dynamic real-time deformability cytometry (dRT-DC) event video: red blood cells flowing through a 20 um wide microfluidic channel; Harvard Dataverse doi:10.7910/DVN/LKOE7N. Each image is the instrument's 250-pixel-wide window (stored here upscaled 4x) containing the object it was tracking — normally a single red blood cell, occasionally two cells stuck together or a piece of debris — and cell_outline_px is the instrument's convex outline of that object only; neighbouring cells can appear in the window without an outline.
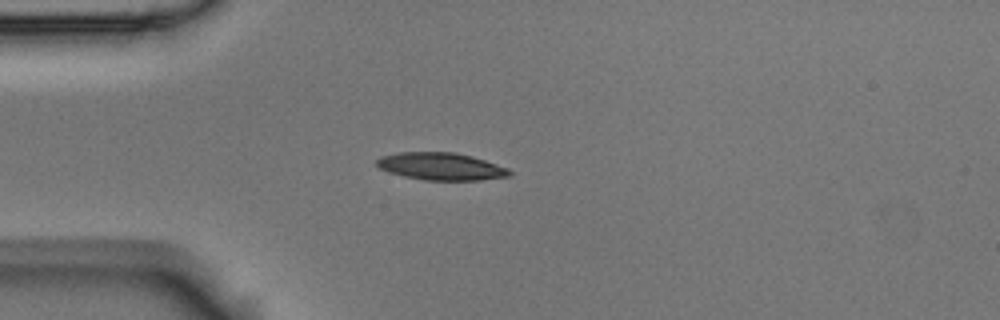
{"species": "Egyptian fruit bat (a non-hibernating species)", "species_latin": "Rousettus aegyptiacus", "temperature_condition": "room temperature", "stored_images_in_passage": 13, "camera_frame_rate_fps": 3000, "um_per_image_px": 0.085, "animal": {"sex": "male"}, "frame": {"image": 1, "passage_image": 2, "time_ms": 0.333, "image_size_px": [1000, 320], "cell_outline_px": [[512, 172], [508, 176], [480, 180], [424, 180], [404, 176], [388, 172], [380, 168], [376, 164], [376, 160], [380, 156], [400, 152], [456, 152], [472, 156], [508, 168]], "centroid_in_image_um": [37.46, 14.14], "position_along_channel_um": 47.5, "area_um2": 21.15}}
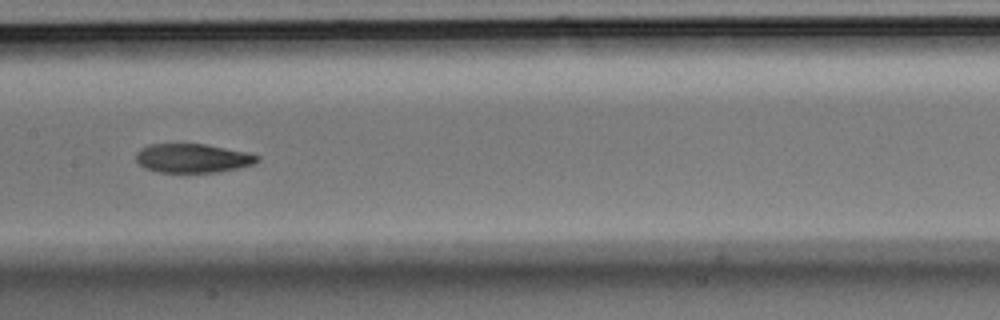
{"frame": {"image": 2, "passage_image": 6, "time_ms": 1.667, "image_size_px": [1000, 320], "cell_outline_px": [[260, 160], [252, 164], [220, 172], [160, 172], [144, 168], [136, 160], [136, 152], [140, 148], [148, 144], [204, 144], [248, 152], [260, 156]], "centroid_in_image_um": [16.36, 13.44], "position_along_channel_um": 191.0, "area_um2": 20.46}}
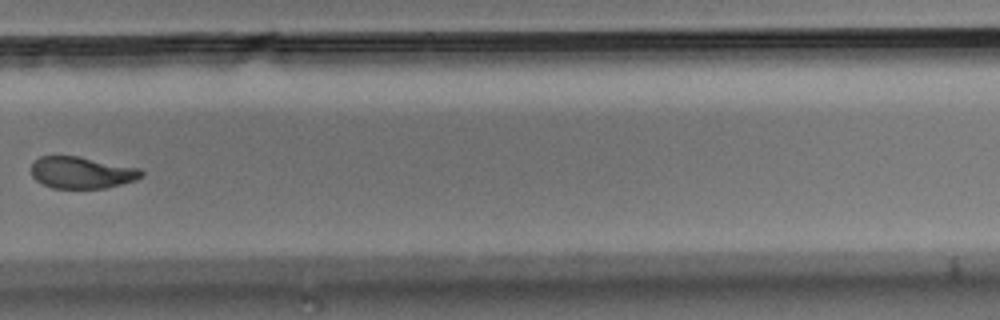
{"frame": {"image": 3, "passage_image": 9, "time_ms": 2.667, "image_size_px": [1000, 320], "cell_outline_px": [[144, 176], [136, 180], [104, 188], [52, 188], [36, 180], [32, 176], [32, 164], [40, 156], [76, 156], [140, 168], [144, 172]], "centroid_in_image_um": [6.97, 14.67], "position_along_channel_um": 322.8, "area_um2": 20.23}}